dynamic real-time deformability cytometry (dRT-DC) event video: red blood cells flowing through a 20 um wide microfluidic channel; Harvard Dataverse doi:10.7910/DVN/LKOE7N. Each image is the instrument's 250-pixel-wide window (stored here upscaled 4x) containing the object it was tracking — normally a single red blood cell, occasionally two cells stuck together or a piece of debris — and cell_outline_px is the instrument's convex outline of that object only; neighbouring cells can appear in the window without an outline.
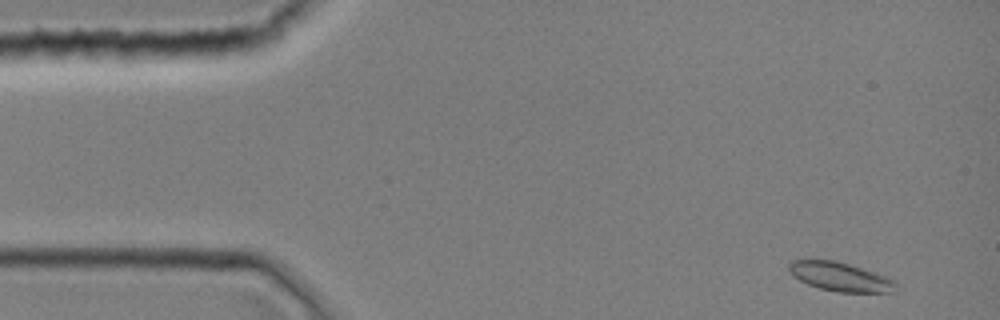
{"species": "common noctule bat (a hibernating species)", "species_latin": "Nyctalus noctula", "temperature_condition": "room temperature", "stored_images_in_passage": 8, "camera_frame_rate_fps": 3000, "um_per_image_px": 0.085, "animal": {"sex": "female", "body_mass_g": 19.0, "forearm_length_mm": 51.5}, "frame": {"image": 1, "passage_image": 2, "time_ms": 0.333, "image_size_px": [1000, 320], "cell_outline_px": [[896, 292], [836, 292], [820, 288], [808, 284], [800, 280], [788, 268], [788, 260], [836, 260], [876, 272], [888, 276], [896, 280]], "centroid_in_image_um": [71.48, 23.52], "position_along_channel_um": 13.5, "area_um2": 18.09}}